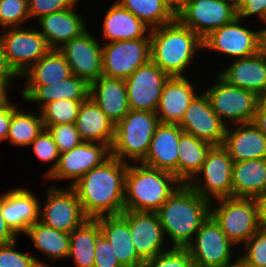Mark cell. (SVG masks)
Here are the masks:
<instances>
[{"mask_svg":"<svg viewBox=\"0 0 266 267\" xmlns=\"http://www.w3.org/2000/svg\"><path fill=\"white\" fill-rule=\"evenodd\" d=\"M94 32L87 29L58 49L72 74L84 79L89 85L103 75L102 42Z\"/></svg>","mask_w":266,"mask_h":267,"instance_id":"15","label":"cell"},{"mask_svg":"<svg viewBox=\"0 0 266 267\" xmlns=\"http://www.w3.org/2000/svg\"><path fill=\"white\" fill-rule=\"evenodd\" d=\"M214 76L213 85L206 86L204 93L226 127L253 122L260 97L254 92L227 83L217 73Z\"/></svg>","mask_w":266,"mask_h":267,"instance_id":"7","label":"cell"},{"mask_svg":"<svg viewBox=\"0 0 266 267\" xmlns=\"http://www.w3.org/2000/svg\"><path fill=\"white\" fill-rule=\"evenodd\" d=\"M105 12L101 38L102 43L150 38V28L120 3L113 0Z\"/></svg>","mask_w":266,"mask_h":267,"instance_id":"27","label":"cell"},{"mask_svg":"<svg viewBox=\"0 0 266 267\" xmlns=\"http://www.w3.org/2000/svg\"><path fill=\"white\" fill-rule=\"evenodd\" d=\"M79 2L69 9L44 15L35 22L39 33L50 49H59L66 42L79 37L88 28L84 16L77 12Z\"/></svg>","mask_w":266,"mask_h":267,"instance_id":"20","label":"cell"},{"mask_svg":"<svg viewBox=\"0 0 266 267\" xmlns=\"http://www.w3.org/2000/svg\"><path fill=\"white\" fill-rule=\"evenodd\" d=\"M120 215L128 222L132 243L143 261L171 248L156 212L124 210Z\"/></svg>","mask_w":266,"mask_h":267,"instance_id":"18","label":"cell"},{"mask_svg":"<svg viewBox=\"0 0 266 267\" xmlns=\"http://www.w3.org/2000/svg\"><path fill=\"white\" fill-rule=\"evenodd\" d=\"M186 248L195 267H224L239 259V248L227 238L211 215Z\"/></svg>","mask_w":266,"mask_h":267,"instance_id":"9","label":"cell"},{"mask_svg":"<svg viewBox=\"0 0 266 267\" xmlns=\"http://www.w3.org/2000/svg\"><path fill=\"white\" fill-rule=\"evenodd\" d=\"M0 42L7 62L19 77L51 50L35 24L0 30Z\"/></svg>","mask_w":266,"mask_h":267,"instance_id":"10","label":"cell"},{"mask_svg":"<svg viewBox=\"0 0 266 267\" xmlns=\"http://www.w3.org/2000/svg\"><path fill=\"white\" fill-rule=\"evenodd\" d=\"M160 123L155 112L131 110L115 124L110 155L126 163H140ZM130 160V161H129Z\"/></svg>","mask_w":266,"mask_h":267,"instance_id":"5","label":"cell"},{"mask_svg":"<svg viewBox=\"0 0 266 267\" xmlns=\"http://www.w3.org/2000/svg\"><path fill=\"white\" fill-rule=\"evenodd\" d=\"M262 29H263V48L266 50V27H262Z\"/></svg>","mask_w":266,"mask_h":267,"instance_id":"56","label":"cell"},{"mask_svg":"<svg viewBox=\"0 0 266 267\" xmlns=\"http://www.w3.org/2000/svg\"><path fill=\"white\" fill-rule=\"evenodd\" d=\"M237 16L242 20L257 18L262 22L263 27L266 25V0H239L235 7Z\"/></svg>","mask_w":266,"mask_h":267,"instance_id":"46","label":"cell"},{"mask_svg":"<svg viewBox=\"0 0 266 267\" xmlns=\"http://www.w3.org/2000/svg\"><path fill=\"white\" fill-rule=\"evenodd\" d=\"M210 215L227 238L239 249L260 229L253 198L227 197L213 200L210 205Z\"/></svg>","mask_w":266,"mask_h":267,"instance_id":"6","label":"cell"},{"mask_svg":"<svg viewBox=\"0 0 266 267\" xmlns=\"http://www.w3.org/2000/svg\"><path fill=\"white\" fill-rule=\"evenodd\" d=\"M30 21L28 0H0V28L22 27Z\"/></svg>","mask_w":266,"mask_h":267,"instance_id":"41","label":"cell"},{"mask_svg":"<svg viewBox=\"0 0 266 267\" xmlns=\"http://www.w3.org/2000/svg\"><path fill=\"white\" fill-rule=\"evenodd\" d=\"M72 75L70 66L58 49H51L39 61L34 63L20 79L22 85H50Z\"/></svg>","mask_w":266,"mask_h":267,"instance_id":"33","label":"cell"},{"mask_svg":"<svg viewBox=\"0 0 266 267\" xmlns=\"http://www.w3.org/2000/svg\"><path fill=\"white\" fill-rule=\"evenodd\" d=\"M89 84L72 74L70 77L50 85H22L20 98L27 103L38 104V111L46 104L59 100H86L89 97ZM22 87V88H21Z\"/></svg>","mask_w":266,"mask_h":267,"instance_id":"26","label":"cell"},{"mask_svg":"<svg viewBox=\"0 0 266 267\" xmlns=\"http://www.w3.org/2000/svg\"><path fill=\"white\" fill-rule=\"evenodd\" d=\"M237 17L235 6L224 0H188L176 19L202 40Z\"/></svg>","mask_w":266,"mask_h":267,"instance_id":"14","label":"cell"},{"mask_svg":"<svg viewBox=\"0 0 266 267\" xmlns=\"http://www.w3.org/2000/svg\"><path fill=\"white\" fill-rule=\"evenodd\" d=\"M33 190L17 187L2 193V216L17 235H24L39 220L40 200Z\"/></svg>","mask_w":266,"mask_h":267,"instance_id":"21","label":"cell"},{"mask_svg":"<svg viewBox=\"0 0 266 267\" xmlns=\"http://www.w3.org/2000/svg\"><path fill=\"white\" fill-rule=\"evenodd\" d=\"M75 126L83 142L104 143L111 147L115 124L90 97L82 102Z\"/></svg>","mask_w":266,"mask_h":267,"instance_id":"30","label":"cell"},{"mask_svg":"<svg viewBox=\"0 0 266 267\" xmlns=\"http://www.w3.org/2000/svg\"><path fill=\"white\" fill-rule=\"evenodd\" d=\"M18 106L11 102V100L2 108L0 109V143L6 141L9 127L11 123V116L12 111Z\"/></svg>","mask_w":266,"mask_h":267,"instance_id":"49","label":"cell"},{"mask_svg":"<svg viewBox=\"0 0 266 267\" xmlns=\"http://www.w3.org/2000/svg\"><path fill=\"white\" fill-rule=\"evenodd\" d=\"M127 167L128 163L110 156L71 186L88 218L120 215L124 211Z\"/></svg>","mask_w":266,"mask_h":267,"instance_id":"1","label":"cell"},{"mask_svg":"<svg viewBox=\"0 0 266 267\" xmlns=\"http://www.w3.org/2000/svg\"><path fill=\"white\" fill-rule=\"evenodd\" d=\"M150 38L152 62L170 77L190 76L188 70L203 52V40L196 33L175 19L150 29Z\"/></svg>","mask_w":266,"mask_h":267,"instance_id":"3","label":"cell"},{"mask_svg":"<svg viewBox=\"0 0 266 267\" xmlns=\"http://www.w3.org/2000/svg\"><path fill=\"white\" fill-rule=\"evenodd\" d=\"M48 260L66 259L70 250V233L56 230L39 220L30 225L24 234Z\"/></svg>","mask_w":266,"mask_h":267,"instance_id":"32","label":"cell"},{"mask_svg":"<svg viewBox=\"0 0 266 267\" xmlns=\"http://www.w3.org/2000/svg\"><path fill=\"white\" fill-rule=\"evenodd\" d=\"M44 128L52 135L60 154L70 151L83 142L76 130L75 123L44 125Z\"/></svg>","mask_w":266,"mask_h":267,"instance_id":"44","label":"cell"},{"mask_svg":"<svg viewBox=\"0 0 266 267\" xmlns=\"http://www.w3.org/2000/svg\"><path fill=\"white\" fill-rule=\"evenodd\" d=\"M253 123L266 135V96L259 98Z\"/></svg>","mask_w":266,"mask_h":267,"instance_id":"51","label":"cell"},{"mask_svg":"<svg viewBox=\"0 0 266 267\" xmlns=\"http://www.w3.org/2000/svg\"><path fill=\"white\" fill-rule=\"evenodd\" d=\"M211 202L181 183L156 212L170 247L186 248L210 215Z\"/></svg>","mask_w":266,"mask_h":267,"instance_id":"2","label":"cell"},{"mask_svg":"<svg viewBox=\"0 0 266 267\" xmlns=\"http://www.w3.org/2000/svg\"><path fill=\"white\" fill-rule=\"evenodd\" d=\"M169 78L151 60L140 66L125 80L129 108L156 112L164 85Z\"/></svg>","mask_w":266,"mask_h":267,"instance_id":"17","label":"cell"},{"mask_svg":"<svg viewBox=\"0 0 266 267\" xmlns=\"http://www.w3.org/2000/svg\"><path fill=\"white\" fill-rule=\"evenodd\" d=\"M83 101L59 99L44 105L39 110L43 125L75 123Z\"/></svg>","mask_w":266,"mask_h":267,"instance_id":"38","label":"cell"},{"mask_svg":"<svg viewBox=\"0 0 266 267\" xmlns=\"http://www.w3.org/2000/svg\"><path fill=\"white\" fill-rule=\"evenodd\" d=\"M194 97L178 124L183 132L212 145H223L226 125L215 114L208 97L203 92Z\"/></svg>","mask_w":266,"mask_h":267,"instance_id":"19","label":"cell"},{"mask_svg":"<svg viewBox=\"0 0 266 267\" xmlns=\"http://www.w3.org/2000/svg\"><path fill=\"white\" fill-rule=\"evenodd\" d=\"M224 267H245L244 264L238 259L234 263L224 266Z\"/></svg>","mask_w":266,"mask_h":267,"instance_id":"55","label":"cell"},{"mask_svg":"<svg viewBox=\"0 0 266 267\" xmlns=\"http://www.w3.org/2000/svg\"><path fill=\"white\" fill-rule=\"evenodd\" d=\"M213 145L182 132L178 141V180L188 184L202 168Z\"/></svg>","mask_w":266,"mask_h":267,"instance_id":"34","label":"cell"},{"mask_svg":"<svg viewBox=\"0 0 266 267\" xmlns=\"http://www.w3.org/2000/svg\"><path fill=\"white\" fill-rule=\"evenodd\" d=\"M223 146L233 162L266 158V135L253 122L227 126Z\"/></svg>","mask_w":266,"mask_h":267,"instance_id":"25","label":"cell"},{"mask_svg":"<svg viewBox=\"0 0 266 267\" xmlns=\"http://www.w3.org/2000/svg\"><path fill=\"white\" fill-rule=\"evenodd\" d=\"M240 249L239 260L245 267H266V230L259 229Z\"/></svg>","mask_w":266,"mask_h":267,"instance_id":"40","label":"cell"},{"mask_svg":"<svg viewBox=\"0 0 266 267\" xmlns=\"http://www.w3.org/2000/svg\"><path fill=\"white\" fill-rule=\"evenodd\" d=\"M182 129L178 124L159 123L145 158L146 166L173 173L178 179V141Z\"/></svg>","mask_w":266,"mask_h":267,"instance_id":"23","label":"cell"},{"mask_svg":"<svg viewBox=\"0 0 266 267\" xmlns=\"http://www.w3.org/2000/svg\"><path fill=\"white\" fill-rule=\"evenodd\" d=\"M142 267H195V265L187 248L171 247L144 261Z\"/></svg>","mask_w":266,"mask_h":267,"instance_id":"43","label":"cell"},{"mask_svg":"<svg viewBox=\"0 0 266 267\" xmlns=\"http://www.w3.org/2000/svg\"><path fill=\"white\" fill-rule=\"evenodd\" d=\"M110 148L104 143L82 142L70 151L61 153L53 173L46 179L60 181L67 187L75 184L84 174L100 166L110 157Z\"/></svg>","mask_w":266,"mask_h":267,"instance_id":"16","label":"cell"},{"mask_svg":"<svg viewBox=\"0 0 266 267\" xmlns=\"http://www.w3.org/2000/svg\"><path fill=\"white\" fill-rule=\"evenodd\" d=\"M253 200L256 205L259 228L266 230V192L255 196Z\"/></svg>","mask_w":266,"mask_h":267,"instance_id":"52","label":"cell"},{"mask_svg":"<svg viewBox=\"0 0 266 267\" xmlns=\"http://www.w3.org/2000/svg\"><path fill=\"white\" fill-rule=\"evenodd\" d=\"M231 63V64H230ZM217 74L227 83L254 92L258 97L266 96V50L262 48L254 55L231 60Z\"/></svg>","mask_w":266,"mask_h":267,"instance_id":"22","label":"cell"},{"mask_svg":"<svg viewBox=\"0 0 266 267\" xmlns=\"http://www.w3.org/2000/svg\"><path fill=\"white\" fill-rule=\"evenodd\" d=\"M94 267H123L114 252L109 241L100 234L95 243Z\"/></svg>","mask_w":266,"mask_h":267,"instance_id":"47","label":"cell"},{"mask_svg":"<svg viewBox=\"0 0 266 267\" xmlns=\"http://www.w3.org/2000/svg\"><path fill=\"white\" fill-rule=\"evenodd\" d=\"M18 239V236L7 225L2 216V194L0 193V245L8 244Z\"/></svg>","mask_w":266,"mask_h":267,"instance_id":"50","label":"cell"},{"mask_svg":"<svg viewBox=\"0 0 266 267\" xmlns=\"http://www.w3.org/2000/svg\"><path fill=\"white\" fill-rule=\"evenodd\" d=\"M246 25L237 16L230 23L217 28L203 39V51L221 53L224 57L227 55L229 61L256 54L263 48V29Z\"/></svg>","mask_w":266,"mask_h":267,"instance_id":"8","label":"cell"},{"mask_svg":"<svg viewBox=\"0 0 266 267\" xmlns=\"http://www.w3.org/2000/svg\"><path fill=\"white\" fill-rule=\"evenodd\" d=\"M151 38L102 43L103 75L126 80L151 60Z\"/></svg>","mask_w":266,"mask_h":267,"instance_id":"13","label":"cell"},{"mask_svg":"<svg viewBox=\"0 0 266 267\" xmlns=\"http://www.w3.org/2000/svg\"><path fill=\"white\" fill-rule=\"evenodd\" d=\"M191 78L193 75L189 78L170 77L165 83L155 112L161 123L179 124L181 122L187 107L199 93L198 91L202 90Z\"/></svg>","mask_w":266,"mask_h":267,"instance_id":"24","label":"cell"},{"mask_svg":"<svg viewBox=\"0 0 266 267\" xmlns=\"http://www.w3.org/2000/svg\"><path fill=\"white\" fill-rule=\"evenodd\" d=\"M265 192L266 158L233 162V198H254Z\"/></svg>","mask_w":266,"mask_h":267,"instance_id":"31","label":"cell"},{"mask_svg":"<svg viewBox=\"0 0 266 267\" xmlns=\"http://www.w3.org/2000/svg\"><path fill=\"white\" fill-rule=\"evenodd\" d=\"M78 0H28V12L33 22L44 15L74 7Z\"/></svg>","mask_w":266,"mask_h":267,"instance_id":"45","label":"cell"},{"mask_svg":"<svg viewBox=\"0 0 266 267\" xmlns=\"http://www.w3.org/2000/svg\"><path fill=\"white\" fill-rule=\"evenodd\" d=\"M101 234L97 219L88 218L70 233V250L67 259L76 267H94L95 243Z\"/></svg>","mask_w":266,"mask_h":267,"instance_id":"35","label":"cell"},{"mask_svg":"<svg viewBox=\"0 0 266 267\" xmlns=\"http://www.w3.org/2000/svg\"><path fill=\"white\" fill-rule=\"evenodd\" d=\"M224 1H227V2L231 3L235 7L237 6V4L239 2V0H224Z\"/></svg>","mask_w":266,"mask_h":267,"instance_id":"57","label":"cell"},{"mask_svg":"<svg viewBox=\"0 0 266 267\" xmlns=\"http://www.w3.org/2000/svg\"><path fill=\"white\" fill-rule=\"evenodd\" d=\"M20 77L13 71L9 63L7 62L3 46L0 42V86H18ZM17 84H15V83Z\"/></svg>","mask_w":266,"mask_h":267,"instance_id":"48","label":"cell"},{"mask_svg":"<svg viewBox=\"0 0 266 267\" xmlns=\"http://www.w3.org/2000/svg\"><path fill=\"white\" fill-rule=\"evenodd\" d=\"M188 0H163V3L176 16L185 6Z\"/></svg>","mask_w":266,"mask_h":267,"instance_id":"53","label":"cell"},{"mask_svg":"<svg viewBox=\"0 0 266 267\" xmlns=\"http://www.w3.org/2000/svg\"><path fill=\"white\" fill-rule=\"evenodd\" d=\"M89 97L114 124L130 111L124 79L102 75L90 84Z\"/></svg>","mask_w":266,"mask_h":267,"instance_id":"28","label":"cell"},{"mask_svg":"<svg viewBox=\"0 0 266 267\" xmlns=\"http://www.w3.org/2000/svg\"><path fill=\"white\" fill-rule=\"evenodd\" d=\"M54 184L46 188L44 205L40 200L39 221L56 230L71 233L88 217L71 187L64 185L60 188L57 183Z\"/></svg>","mask_w":266,"mask_h":267,"instance_id":"12","label":"cell"},{"mask_svg":"<svg viewBox=\"0 0 266 267\" xmlns=\"http://www.w3.org/2000/svg\"><path fill=\"white\" fill-rule=\"evenodd\" d=\"M101 234L109 241L112 251L123 267H142L144 261L138 256L132 243L128 222L121 215L101 216Z\"/></svg>","mask_w":266,"mask_h":267,"instance_id":"29","label":"cell"},{"mask_svg":"<svg viewBox=\"0 0 266 267\" xmlns=\"http://www.w3.org/2000/svg\"><path fill=\"white\" fill-rule=\"evenodd\" d=\"M150 29L169 24L176 16L163 0H116Z\"/></svg>","mask_w":266,"mask_h":267,"instance_id":"37","label":"cell"},{"mask_svg":"<svg viewBox=\"0 0 266 267\" xmlns=\"http://www.w3.org/2000/svg\"><path fill=\"white\" fill-rule=\"evenodd\" d=\"M16 87L17 86H0V109H2L11 100L9 97L10 92L14 91L13 89Z\"/></svg>","mask_w":266,"mask_h":267,"instance_id":"54","label":"cell"},{"mask_svg":"<svg viewBox=\"0 0 266 267\" xmlns=\"http://www.w3.org/2000/svg\"><path fill=\"white\" fill-rule=\"evenodd\" d=\"M181 182L168 171L142 163H128L125 175L124 210L157 212Z\"/></svg>","mask_w":266,"mask_h":267,"instance_id":"4","label":"cell"},{"mask_svg":"<svg viewBox=\"0 0 266 267\" xmlns=\"http://www.w3.org/2000/svg\"><path fill=\"white\" fill-rule=\"evenodd\" d=\"M31 147L34 157L36 156L38 161H41L43 164L51 163L49 169L43 174L45 180L53 173L56 168L60 152L55 144L52 135L48 132L47 129H43L41 133L31 142L29 145Z\"/></svg>","mask_w":266,"mask_h":267,"instance_id":"39","label":"cell"},{"mask_svg":"<svg viewBox=\"0 0 266 267\" xmlns=\"http://www.w3.org/2000/svg\"><path fill=\"white\" fill-rule=\"evenodd\" d=\"M17 106L12 111L9 133L6 141L9 144L21 147H29L31 142L44 129L40 112L36 109L22 110Z\"/></svg>","mask_w":266,"mask_h":267,"instance_id":"36","label":"cell"},{"mask_svg":"<svg viewBox=\"0 0 266 267\" xmlns=\"http://www.w3.org/2000/svg\"><path fill=\"white\" fill-rule=\"evenodd\" d=\"M232 165L227 149L223 145H213L202 168L188 184L210 202L232 197Z\"/></svg>","mask_w":266,"mask_h":267,"instance_id":"11","label":"cell"},{"mask_svg":"<svg viewBox=\"0 0 266 267\" xmlns=\"http://www.w3.org/2000/svg\"><path fill=\"white\" fill-rule=\"evenodd\" d=\"M17 240L0 245V267H36L37 265L57 267L56 265L48 264L47 261H42L43 259H37L34 254L30 255L29 252L19 251L16 246Z\"/></svg>","mask_w":266,"mask_h":267,"instance_id":"42","label":"cell"}]
</instances>
